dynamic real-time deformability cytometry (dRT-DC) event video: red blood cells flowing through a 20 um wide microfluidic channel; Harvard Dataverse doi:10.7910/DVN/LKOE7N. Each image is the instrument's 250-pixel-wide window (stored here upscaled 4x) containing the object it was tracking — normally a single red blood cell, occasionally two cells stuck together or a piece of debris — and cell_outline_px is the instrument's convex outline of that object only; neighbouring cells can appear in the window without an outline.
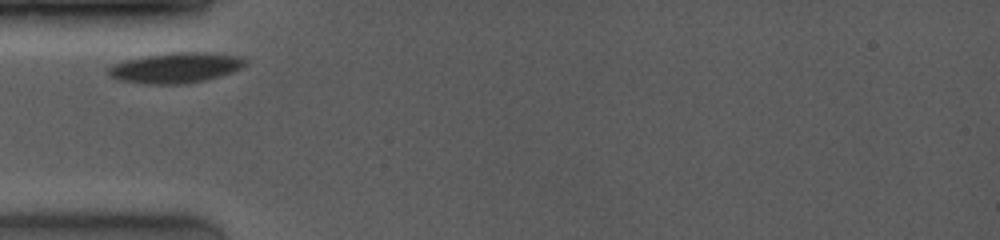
{"species": "common noctule bat (a hibernating species)", "species_latin": "Nyctalus noctula", "temperature_condition": "room temperature", "stored_images_in_passage": 8, "camera_frame_rate_fps": 4000, "um_per_image_px": 0.085, "animal": {"sex": "female", "body_mass_g": 19.0, "forearm_length_mm": 53.3}, "frame": {"image": 1, "passage_image": 1, "time_ms": 0.0, "image_size_px": [1000, 240], "cell_outline_px": [[248, 60], [240, 68], [232, 72], [220, 76], [204, 80], [184, 84], [148, 84], [120, 80], [108, 76], [108, 68], [112, 64], [124, 60], [144, 56], [172, 52], [204, 52], [244, 56]], "centroid_in_image_um": [14.94, 5.75], "position_along_channel_um": 70.1, "area_um2": 24.33}}